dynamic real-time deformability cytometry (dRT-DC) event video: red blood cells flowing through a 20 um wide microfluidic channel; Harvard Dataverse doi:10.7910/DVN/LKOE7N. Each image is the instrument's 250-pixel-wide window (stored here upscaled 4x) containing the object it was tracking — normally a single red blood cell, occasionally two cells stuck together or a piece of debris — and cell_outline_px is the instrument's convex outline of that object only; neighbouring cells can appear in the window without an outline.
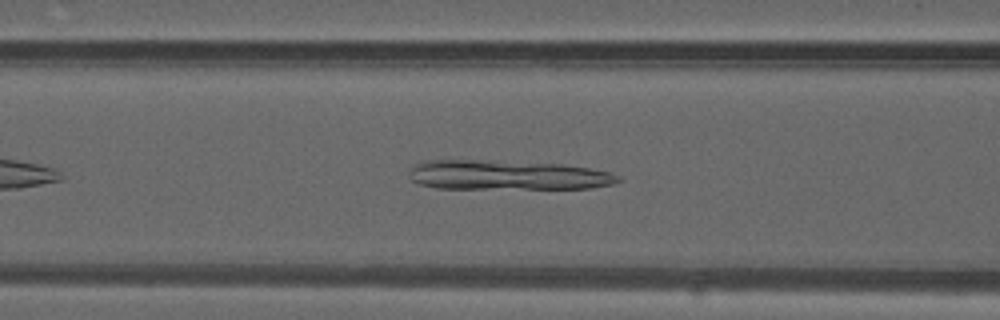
{"species": "common noctule bat (a hibernating species)", "species_latin": "Nyctalus noctula", "temperature_condition": "warm", "stored_images_in_passage": 34, "camera_frame_rate_fps": 3000, "um_per_image_px": 0.085, "animal": {"sex": "male", "forearm_length_mm": 52.5}, "frame": {"image": 1, "passage_image": 10, "time_ms": 3.0, "image_size_px": [1000, 320], "cell_outline_px": [[624, 180], [612, 184], [592, 188], [436, 188], [420, 184], [412, 180], [408, 176], [408, 172], [412, 164], [420, 160], [472, 160], [560, 164], [588, 168], [608, 172]], "centroid_in_image_um": [43.02, 14.88], "position_along_channel_um": 123.6, "area_um2": 35.89}}
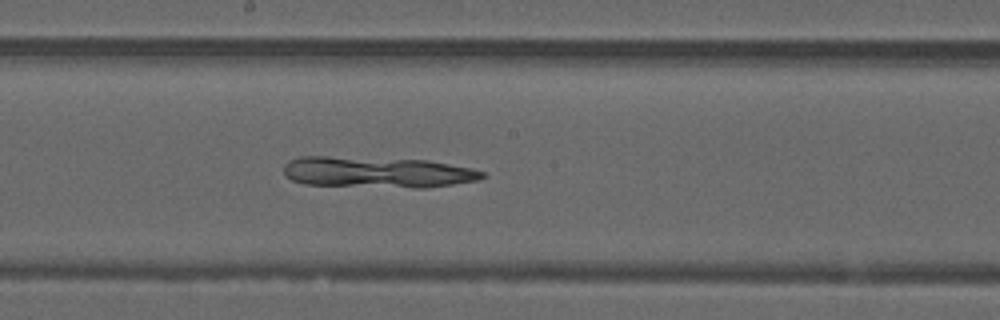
{"frame": {"image": 2, "passage_image": 17, "time_ms": 5.333, "image_size_px": [1000, 320], "cell_outline_px": [[488, 176], [480, 180], [424, 188], [412, 188], [304, 184], [292, 180], [284, 172], [284, 164], [288, 160], [300, 156], [328, 156], [428, 160], [472, 168], [484, 172]], "centroid_in_image_um": [32.09, 14.63], "position_along_channel_um": 216.1, "area_um2": 36.13}}
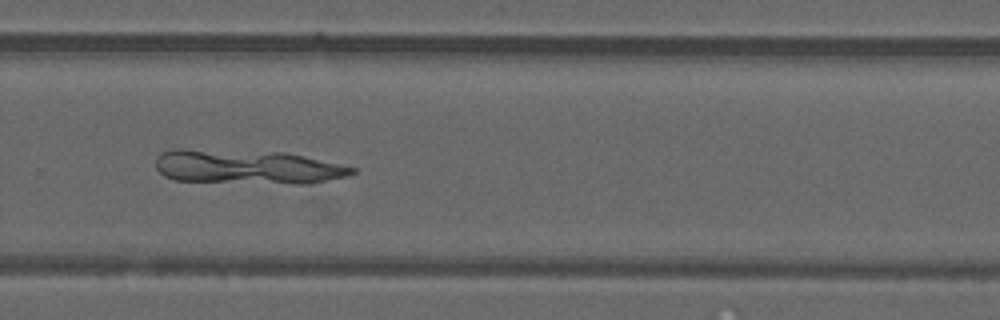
{"frame": {"image": 3, "passage_image": 24, "time_ms": 7.667, "image_size_px": [1000, 320], "cell_outline_px": [[356, 172], [344, 176], [308, 184], [292, 184], [172, 180], [164, 176], [156, 168], [156, 156], [160, 152], [172, 148], [184, 148], [284, 152], [304, 156], [340, 164], [356, 168]], "centroid_in_image_um": [20.93, 14.17], "position_along_channel_um": 308.9, "area_um2": 39.48}}